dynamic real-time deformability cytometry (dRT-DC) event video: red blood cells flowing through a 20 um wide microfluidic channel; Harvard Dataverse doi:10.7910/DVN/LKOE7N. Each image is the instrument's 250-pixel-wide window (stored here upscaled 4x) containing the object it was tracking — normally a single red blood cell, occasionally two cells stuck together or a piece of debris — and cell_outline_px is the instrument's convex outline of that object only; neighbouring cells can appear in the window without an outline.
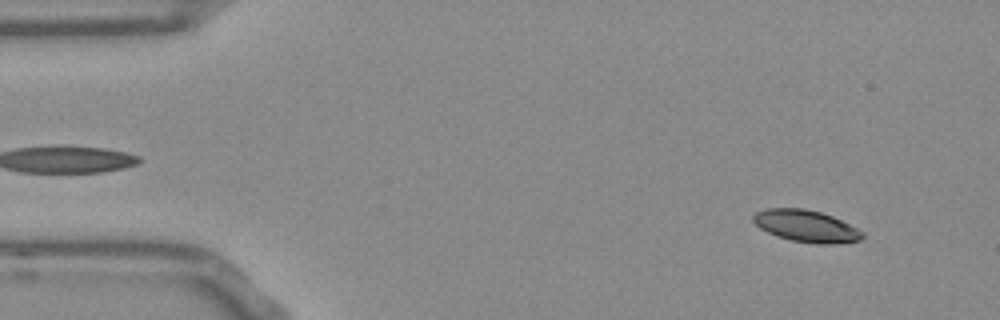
{"species": "Egyptian fruit bat (a non-hibernating species)", "species_latin": "Rousettus aegyptiacus", "temperature_condition": "room temperature", "stored_images_in_passage": 14, "camera_frame_rate_fps": 3000, "um_per_image_px": 0.085, "frame": {"image": 1, "passage_image": 4, "time_ms": 1.0, "image_size_px": [1000, 320], "cell_outline_px": [[864, 236], [860, 240], [832, 244], [816, 244], [792, 240], [768, 232], [760, 228], [752, 220], [752, 216], [756, 212], [764, 208], [804, 208], [820, 212], [832, 216], [864, 232]], "centroid_in_image_um": [68.51, 19.2], "position_along_channel_um": 16.5, "area_um2": 20.11}}
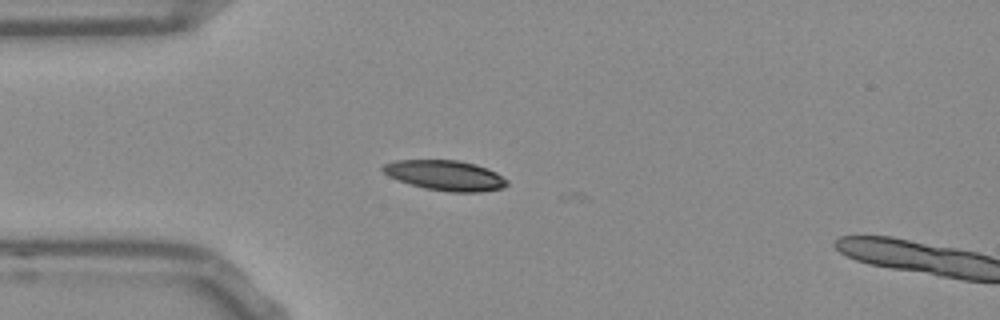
{"frame": {"image": 2, "passage_image": 13, "time_ms": 4.0, "image_size_px": [1000, 320], "cell_outline_px": [[508, 184], [504, 188], [480, 192], [448, 192], [424, 188], [388, 176], [380, 168], [384, 164], [396, 160], [460, 160], [476, 164], [488, 168], [496, 172], [508, 180]], "centroid_in_image_um": [37.89, 14.9], "position_along_channel_um": 47.1, "area_um2": 21.91}}